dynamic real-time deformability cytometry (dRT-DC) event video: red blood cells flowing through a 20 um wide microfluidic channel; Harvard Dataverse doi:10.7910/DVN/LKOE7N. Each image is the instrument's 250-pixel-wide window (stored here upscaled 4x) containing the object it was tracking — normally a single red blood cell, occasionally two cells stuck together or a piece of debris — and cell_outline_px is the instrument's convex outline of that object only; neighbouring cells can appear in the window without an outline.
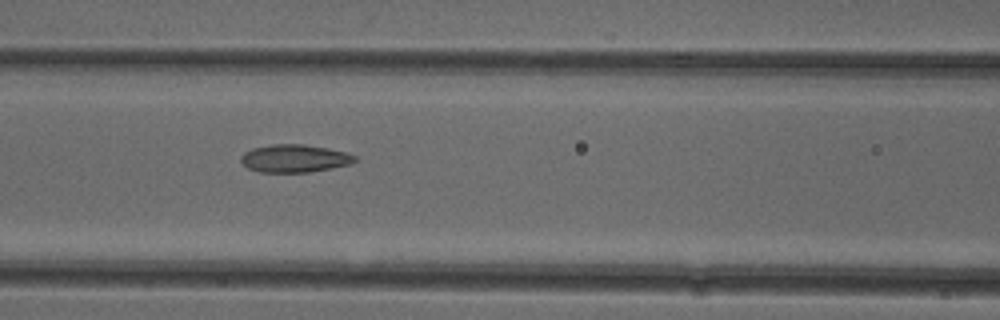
{"species": "common noctule bat (a hibernating species)", "species_latin": "Nyctalus noctula", "temperature_condition": "cold", "stored_images_in_passage": 5, "camera_frame_rate_fps": 3000, "um_per_image_px": 0.085, "animal": {"sex": "female"}, "frame": {"image": 1, "passage_image": 4, "time_ms": 3.333, "image_size_px": [1000, 320], "cell_outline_px": [[356, 160], [352, 164], [308, 172], [260, 172], [248, 168], [240, 160], [240, 156], [244, 152], [252, 148], [272, 144], [304, 144], [328, 148], [348, 152], [356, 156]], "centroid_in_image_um": [25.04, 13.45], "position_along_channel_um": 141.6, "area_um2": 18.55}}
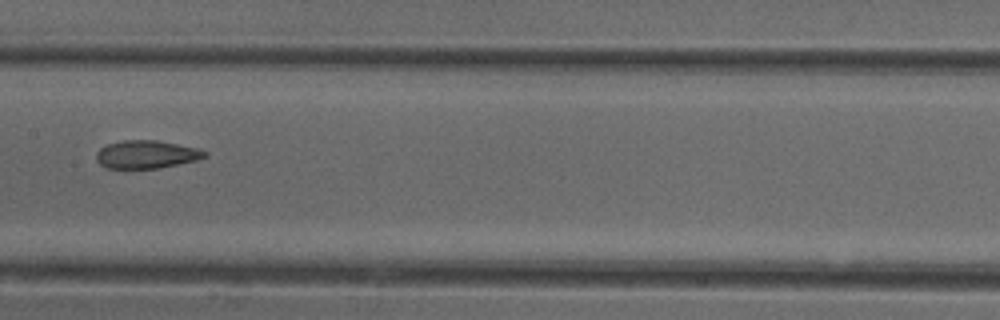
{"frame": {"image": 2, "passage_image": 5, "time_ms": 4.667, "image_size_px": [1000, 320], "cell_outline_px": [[208, 156], [196, 160], [160, 168], [108, 168], [100, 164], [96, 160], [96, 152], [100, 148], [108, 144], [124, 140], [156, 140], [196, 148], [208, 152]], "centroid_in_image_um": [12.44, 13.13], "position_along_channel_um": 195.0, "area_um2": 17.57}}